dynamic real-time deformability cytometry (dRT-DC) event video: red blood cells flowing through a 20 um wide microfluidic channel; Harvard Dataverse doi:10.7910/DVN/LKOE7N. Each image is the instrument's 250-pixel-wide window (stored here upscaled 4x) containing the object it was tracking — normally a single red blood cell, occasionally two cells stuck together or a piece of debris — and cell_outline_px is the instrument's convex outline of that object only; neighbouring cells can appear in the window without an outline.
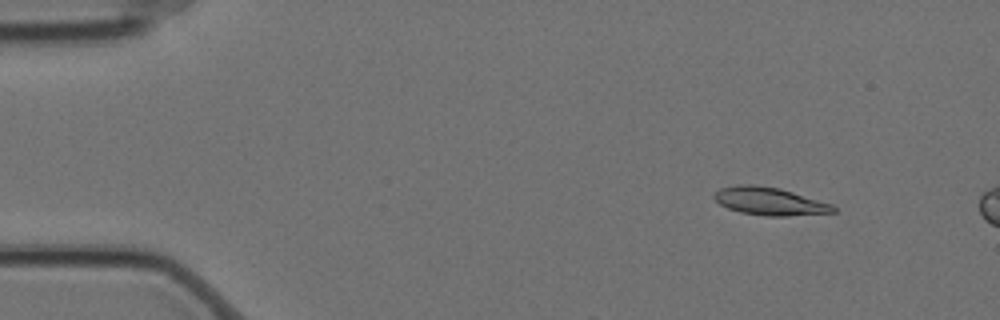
{"species": "Egyptian fruit bat (a non-hibernating species)", "species_latin": "Rousettus aegyptiacus", "temperature_condition": "cold", "stored_images_in_passage": 6, "camera_frame_rate_fps": 3000, "um_per_image_px": 0.085, "animal": {"sex": "female"}, "frame": {"image": 1, "passage_image": 2, "time_ms": 0.333, "image_size_px": [1000, 320], "cell_outline_px": [[836, 212], [788, 216], [764, 216], [740, 212], [728, 208], [720, 204], [712, 196], [720, 188], [740, 184], [752, 184], [780, 188], [832, 204], [836, 208]], "centroid_in_image_um": [65.42, 17.11], "position_along_channel_um": 19.6, "area_um2": 19.31}}
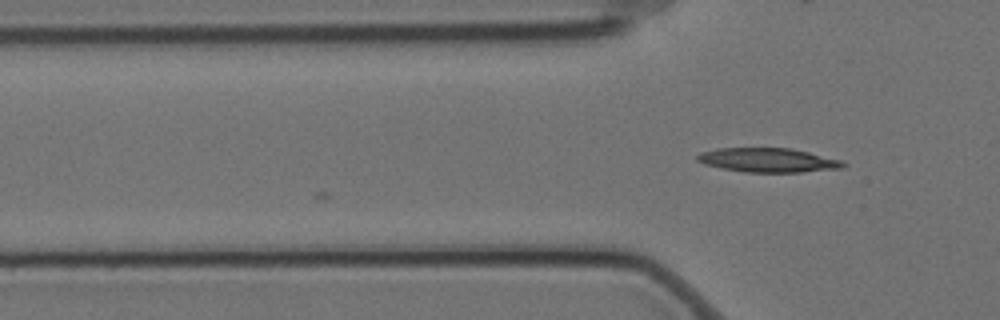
{"frame": {"image": 2, "passage_image": 5, "time_ms": 1.333, "image_size_px": [1000, 320], "cell_outline_px": [[848, 164], [844, 168], [800, 172], [744, 172], [704, 164], [696, 160], [696, 156], [700, 152], [716, 148], [792, 148], [840, 160]], "centroid_in_image_um": [65.28, 13.61], "position_along_channel_um": 60.5, "area_um2": 20.52}}
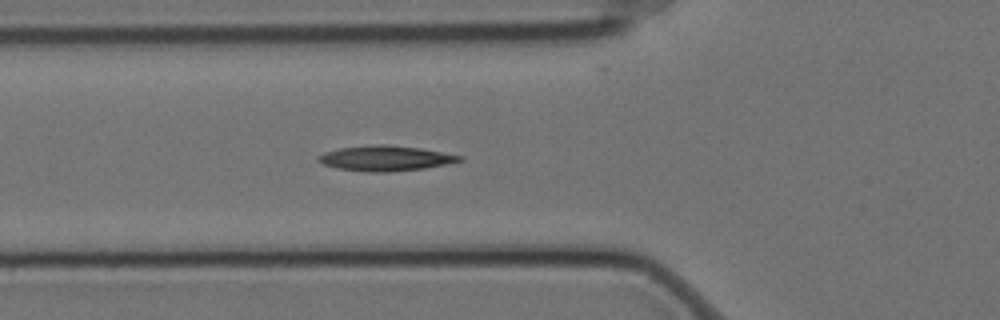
{"frame": {"image": 3, "passage_image": 6, "time_ms": 1.667, "image_size_px": [1000, 320], "cell_outline_px": [[464, 160], [424, 168], [388, 172], [368, 172], [336, 168], [324, 164], [316, 160], [316, 156], [324, 152], [340, 148], [376, 144], [388, 144], [420, 148], [464, 156]], "centroid_in_image_um": [32.74, 13.45], "position_along_channel_um": 93.1, "area_um2": 20.75}}